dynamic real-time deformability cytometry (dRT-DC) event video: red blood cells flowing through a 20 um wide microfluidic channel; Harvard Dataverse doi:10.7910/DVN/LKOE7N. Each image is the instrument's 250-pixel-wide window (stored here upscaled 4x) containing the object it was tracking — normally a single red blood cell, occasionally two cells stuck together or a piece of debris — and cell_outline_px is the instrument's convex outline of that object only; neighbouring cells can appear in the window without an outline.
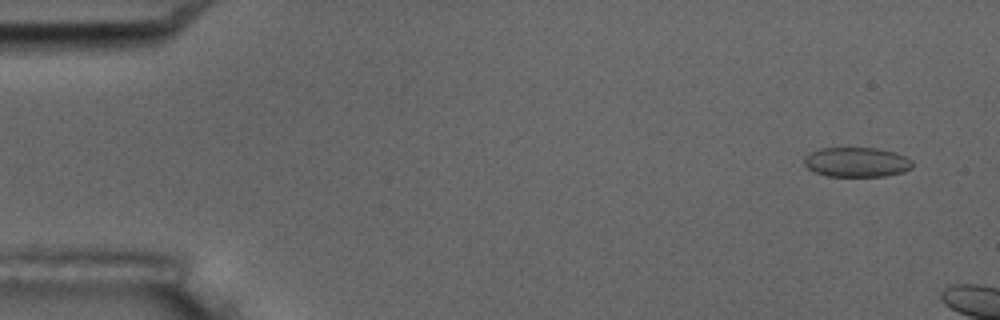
{"species": "common noctule bat (a hibernating species)", "species_latin": "Nyctalus noctula", "temperature_condition": "room temperature", "stored_images_in_passage": 3, "camera_frame_rate_fps": 3000, "um_per_image_px": 0.085, "animal": {"sex": "male", "body_mass_g": 17.5, "forearm_length_mm": 52.3}, "frame": {"image": 1, "passage_image": 1, "time_ms": 0.0, "image_size_px": [1000, 320], "cell_outline_px": [[912, 168], [904, 172], [884, 176], [828, 176], [816, 172], [808, 168], [804, 164], [804, 156], [820, 148], [876, 148], [896, 152], [912, 160]], "centroid_in_image_um": [72.83, 13.78], "position_along_channel_um": 12.2, "area_um2": 18.73}}